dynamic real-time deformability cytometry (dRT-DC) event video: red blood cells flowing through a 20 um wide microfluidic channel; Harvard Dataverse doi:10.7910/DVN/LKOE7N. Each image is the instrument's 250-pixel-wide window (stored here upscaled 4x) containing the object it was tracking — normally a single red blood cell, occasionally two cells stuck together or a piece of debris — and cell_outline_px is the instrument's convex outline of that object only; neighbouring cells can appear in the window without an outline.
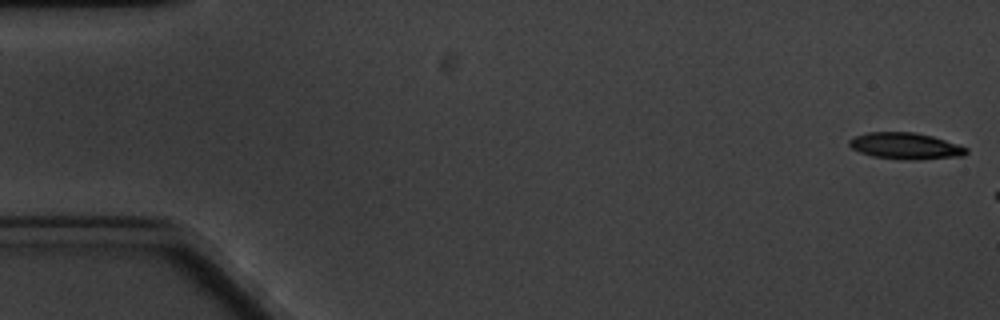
{"species": "common noctule bat (a hibernating species)", "species_latin": "Nyctalus noctula", "temperature_condition": "cold", "stored_images_in_passage": 4, "camera_frame_rate_fps": 3000, "um_per_image_px": 0.085, "animal": {"sex": "male", "body_mass_g": 20.1, "forearm_length_mm": 53.5}, "frame": {"image": 1, "passage_image": 1, "time_ms": 0.0, "image_size_px": [1000, 320], "cell_outline_px": [[968, 152], [964, 156], [920, 160], [912, 160], [872, 156], [860, 152], [852, 148], [848, 144], [848, 140], [852, 136], [868, 132], [916, 132], [932, 136], [968, 148]], "centroid_in_image_um": [76.95, 12.4], "position_along_channel_um": 8.0, "area_um2": 18.15}}